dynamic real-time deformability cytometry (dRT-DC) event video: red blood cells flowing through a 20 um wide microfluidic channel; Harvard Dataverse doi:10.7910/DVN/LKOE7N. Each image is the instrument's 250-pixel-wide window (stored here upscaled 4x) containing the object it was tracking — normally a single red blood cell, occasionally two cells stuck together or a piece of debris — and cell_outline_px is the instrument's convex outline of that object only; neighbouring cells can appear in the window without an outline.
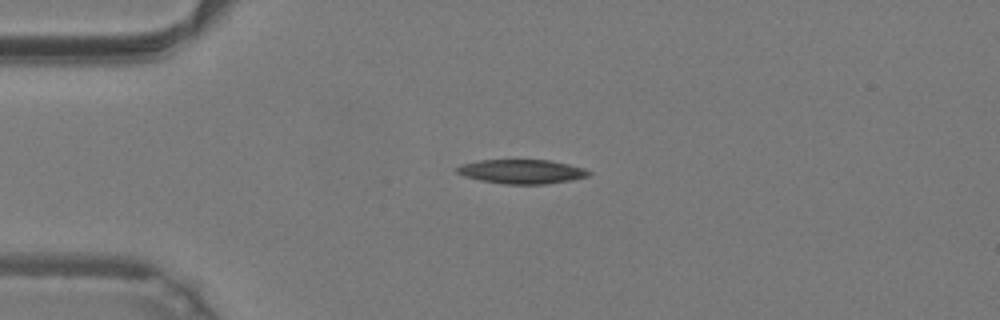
{"species": "common noctule bat (a hibernating species)", "species_latin": "Nyctalus noctula", "temperature_condition": "warm", "stored_images_in_passage": 35, "camera_frame_rate_fps": 3000, "um_per_image_px": 0.085, "animal": {"sex": "male", "body_mass_g": 19.2, "forearm_length_mm": 51.8}, "frame": {"image": 1, "passage_image": 1, "time_ms": 0.0, "image_size_px": [1000, 320], "cell_outline_px": [[592, 172], [588, 176], [572, 180], [544, 184], [504, 184], [480, 180], [464, 176], [456, 172], [456, 168], [464, 164], [480, 160], [548, 160], [568, 164], [584, 168]], "centroid_in_image_um": [44.37, 14.59], "position_along_channel_um": 40.6, "area_um2": 18.44}}
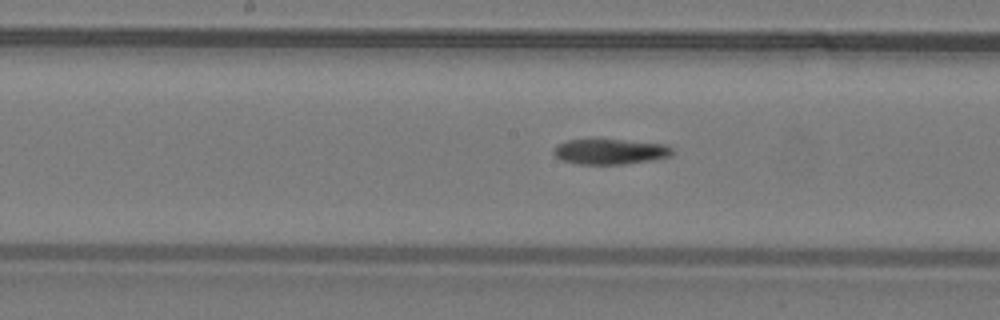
{"frame": {"image": 2, "passage_image": 14, "time_ms": 4.333, "image_size_px": [1000, 320], "cell_outline_px": [[672, 152], [668, 156], [652, 160], [624, 164], [576, 164], [560, 160], [552, 152], [556, 144], [568, 140], [624, 140], [668, 144], [672, 148]], "centroid_in_image_um": [51.83, 12.89], "position_along_channel_um": 196.4, "area_um2": 17.51}}
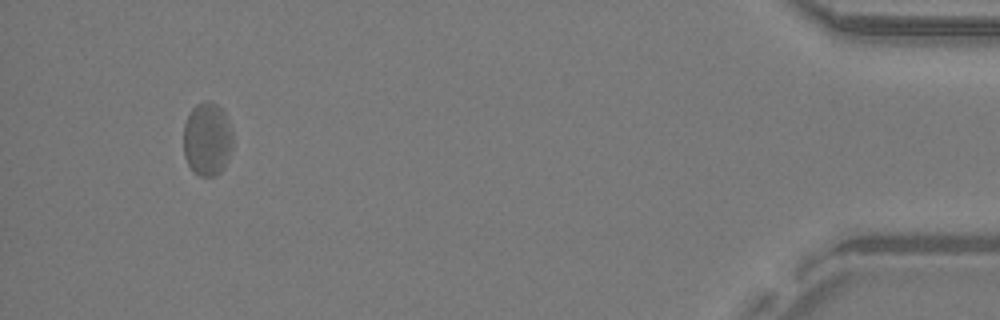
{"frame": {"image": 3, "passage_image": 35, "time_ms": 11.333, "image_size_px": [1000, 320], "cell_outline_px": [[232, 148], [220, 172], [216, 176], [200, 176], [192, 172], [184, 156], [184, 124], [192, 108], [196, 104], [204, 100], [208, 100], [216, 104], [224, 112], [232, 132]], "centroid_in_image_um": [17.59, 11.82], "position_along_channel_um": 417.6, "area_um2": 21.04}}